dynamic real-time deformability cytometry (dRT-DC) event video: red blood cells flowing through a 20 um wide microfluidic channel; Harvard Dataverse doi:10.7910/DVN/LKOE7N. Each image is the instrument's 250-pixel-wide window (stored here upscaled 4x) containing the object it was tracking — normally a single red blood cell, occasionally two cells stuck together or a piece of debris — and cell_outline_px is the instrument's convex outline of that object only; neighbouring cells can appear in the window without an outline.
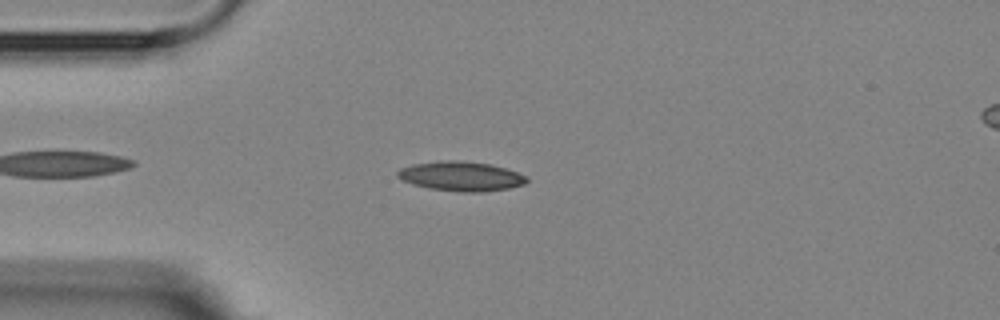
{"species": "Egyptian fruit bat (a non-hibernating species)", "species_latin": "Rousettus aegyptiacus", "temperature_condition": "room temperature", "stored_images_in_passage": 5, "camera_frame_rate_fps": 3000, "um_per_image_px": 0.085, "animal": {"sex": "female"}, "frame": {"image": 1, "passage_image": 3, "time_ms": 2.333, "image_size_px": [1000, 320], "cell_outline_px": [[528, 180], [524, 184], [508, 188], [484, 192], [456, 192], [428, 188], [412, 184], [400, 180], [396, 176], [396, 172], [400, 168], [412, 164], [444, 160], [460, 160], [488, 164], [504, 168], [516, 172], [524, 176]], "centroid_in_image_um": [39.11, 14.99], "position_along_channel_um": 45.9, "area_um2": 22.25}}
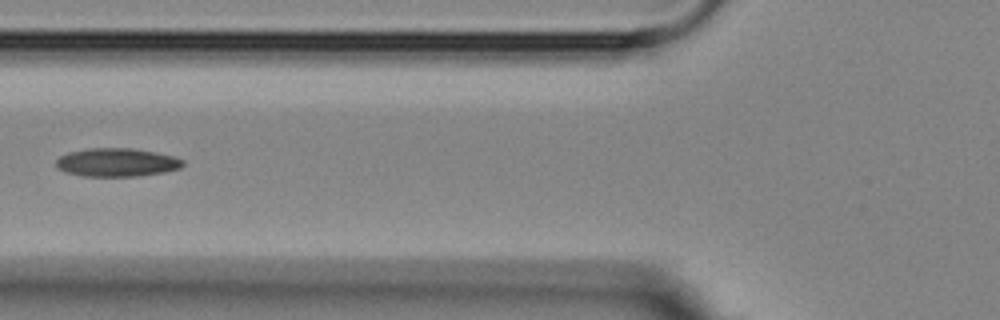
{"frame": {"image": 2, "passage_image": 5, "time_ms": 4.667, "image_size_px": [1000, 320], "cell_outline_px": [[184, 164], [180, 168], [164, 172], [136, 176], [84, 176], [64, 172], [56, 168], [56, 160], [60, 156], [68, 152], [88, 148], [132, 148], [156, 152], [172, 156], [184, 160]], "centroid_in_image_um": [9.9, 13.8], "position_along_channel_um": 115.9, "area_um2": 21.04}}